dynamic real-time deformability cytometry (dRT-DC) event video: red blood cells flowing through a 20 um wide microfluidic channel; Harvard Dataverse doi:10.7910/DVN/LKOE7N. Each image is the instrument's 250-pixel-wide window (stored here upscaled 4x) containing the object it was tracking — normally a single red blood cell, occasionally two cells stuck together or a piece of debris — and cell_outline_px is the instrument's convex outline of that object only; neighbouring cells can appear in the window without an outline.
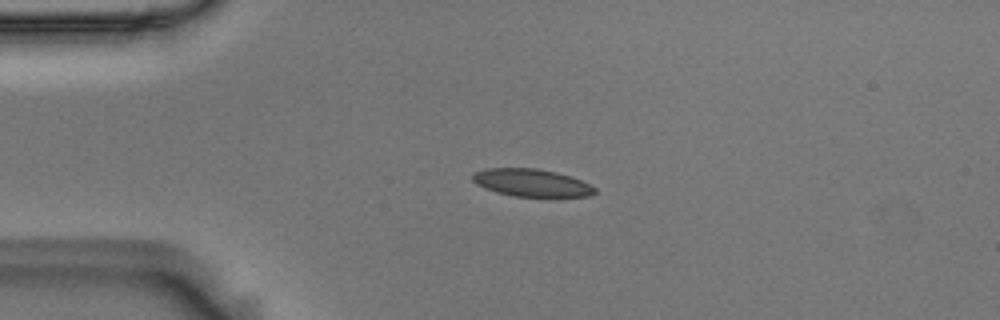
{"species": "Egyptian fruit bat (a non-hibernating species)", "species_latin": "Rousettus aegyptiacus", "temperature_condition": "room temperature", "stored_images_in_passage": 44, "camera_frame_rate_fps": 3000, "um_per_image_px": 0.085, "animal": {"sex": "male"}, "frame": {"image": 1, "passage_image": 1, "time_ms": 0.0, "image_size_px": [1000, 320], "cell_outline_px": [[596, 192], [588, 196], [512, 196], [496, 192], [484, 188], [476, 184], [472, 180], [472, 176], [476, 172], [488, 168], [536, 168], [556, 172], [572, 176], [596, 188]], "centroid_in_image_um": [45.16, 15.53], "position_along_channel_um": 39.8, "area_um2": 19.48}}
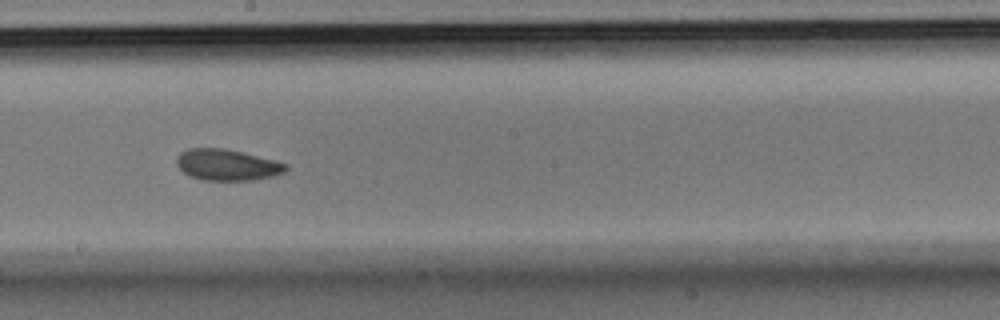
{"frame": {"image": 2, "passage_image": 19, "time_ms": 6.0, "image_size_px": [1000, 320], "cell_outline_px": [[288, 168], [284, 172], [272, 176], [252, 180], [204, 180], [188, 176], [176, 164], [176, 156], [180, 152], [188, 148], [224, 148], [276, 160], [288, 164]], "centroid_in_image_um": [19.28, 14.01], "position_along_channel_um": 228.9, "area_um2": 19.94}}
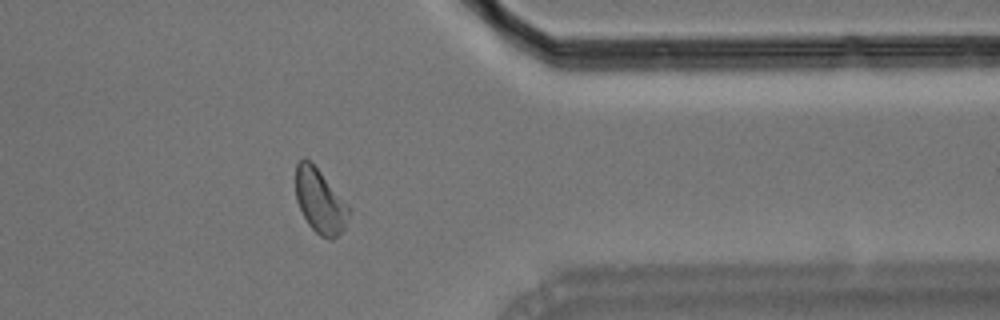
{"frame": {"image": 3, "passage_image": 33, "time_ms": 10.667, "image_size_px": [1000, 320], "cell_outline_px": [[352, 212], [344, 228], [332, 240], [328, 240], [320, 236], [308, 224], [296, 200], [296, 164], [304, 156], [320, 172], [352, 208]], "centroid_in_image_um": [27.23, 17.12], "position_along_channel_um": 384.2, "area_um2": 19.88}, "authors_computed_cell_mechanics": {"area_um2": 20.1433, "velocity_mm_per_s": 3.5924, "shape_relaxation_time_tau1_ms": 6.2504, "shape_relaxation_time_tau2_ms": 3.0023, "deformation_change_tau1": 0.1228, "deformation_change_tau2": 0.0868}}